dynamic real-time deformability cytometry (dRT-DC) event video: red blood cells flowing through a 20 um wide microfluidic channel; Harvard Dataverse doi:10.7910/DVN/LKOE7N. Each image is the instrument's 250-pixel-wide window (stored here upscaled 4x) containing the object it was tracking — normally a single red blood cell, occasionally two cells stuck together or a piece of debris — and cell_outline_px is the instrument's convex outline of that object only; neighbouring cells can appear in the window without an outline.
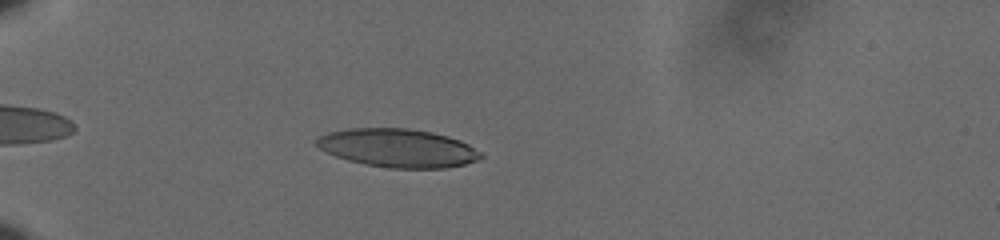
{"species": "human", "species_latin": "Homo sapiens", "temperature_condition": "cold", "stored_images_in_passage": 47, "camera_frame_rate_fps": 3000, "um_per_image_px": 0.085, "donor": {"sex": "male"}, "frame": {"image": 1, "passage_image": 7, "time_ms": 2.0, "image_size_px": [1000, 240], "cell_outline_px": [[484, 156], [476, 160], [464, 164], [448, 168], [388, 168], [364, 164], [348, 160], [336, 156], [320, 148], [312, 140], [316, 136], [328, 132], [348, 128], [408, 128], [432, 132], [448, 136], [460, 140], [484, 152]], "centroid_in_image_um": [33.81, 12.57], "position_along_channel_um": 51.2, "area_um2": 37.11}}
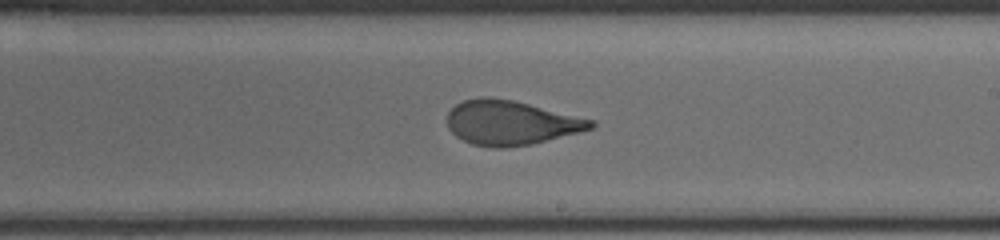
{"frame": {"image": 2, "passage_image": 26, "time_ms": 8.333, "image_size_px": [1000, 240], "cell_outline_px": [[596, 124], [592, 128], [532, 144], [504, 148], [492, 148], [472, 144], [456, 136], [448, 128], [448, 112], [456, 104], [464, 100], [480, 96], [488, 96], [512, 100], [596, 120]], "centroid_in_image_um": [43.4, 10.43], "position_along_channel_um": 245.6, "area_um2": 37.11}}
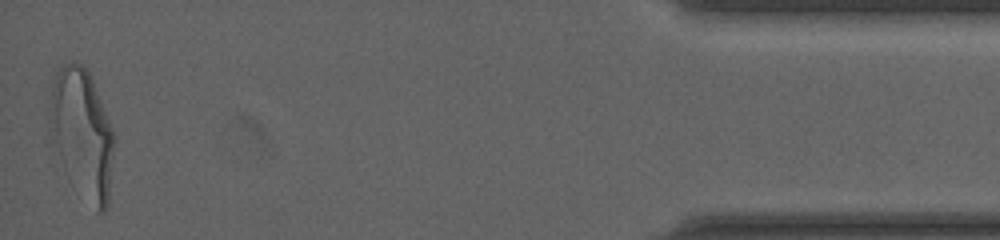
{"frame": {"image": 3, "passage_image": 47, "time_ms": 15.333, "image_size_px": [1000, 240], "cell_outline_px": [[116, 140], [108, 204], [104, 212], [96, 212], [64, 168], [52, 140], [48, 128], [48, 112], [52, 88], [56, 72], [64, 64], [76, 60], [84, 64], [92, 80], [112, 128]], "centroid_in_image_um": [6.99, 11.31], "position_along_channel_um": 428.2, "area_um2": 48.21}, "authors_computed_cell_mechanics": {"area_um2": 37.7434, "velocity_mm_per_s": 3.5964, "shape_relaxation_time_tau1_ms": 5.5962, "shape_relaxation_time_tau2_ms": 1.0629, "deformation_change_tau1": 0.1942, "deformation_change_tau2": 0.0886}}